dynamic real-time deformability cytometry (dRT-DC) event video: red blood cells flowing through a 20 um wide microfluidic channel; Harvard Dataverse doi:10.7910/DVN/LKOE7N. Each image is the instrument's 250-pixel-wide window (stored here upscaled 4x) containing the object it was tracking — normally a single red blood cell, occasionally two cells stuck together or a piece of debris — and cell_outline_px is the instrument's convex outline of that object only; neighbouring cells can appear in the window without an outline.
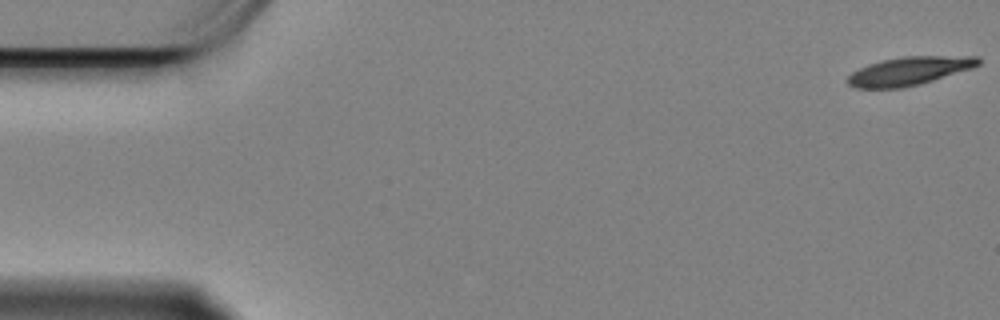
{"species": "Egyptian fruit bat (a non-hibernating species)", "species_latin": "Rousettus aegyptiacus", "temperature_condition": "cold", "stored_images_in_passage": 59, "camera_frame_rate_fps": 3000, "um_per_image_px": 0.085, "animal": {"sex": "female"}, "frame": {"image": 1, "passage_image": 1, "time_ms": 0.0, "image_size_px": [1000, 320], "cell_outline_px": [[980, 64], [972, 68], [920, 84], [904, 88], [856, 88], [848, 84], [844, 80], [852, 72], [868, 64], [880, 60], [904, 56], [980, 56]], "centroid_in_image_um": [77.26, 6.03], "position_along_channel_um": 7.7, "area_um2": 21.73}}
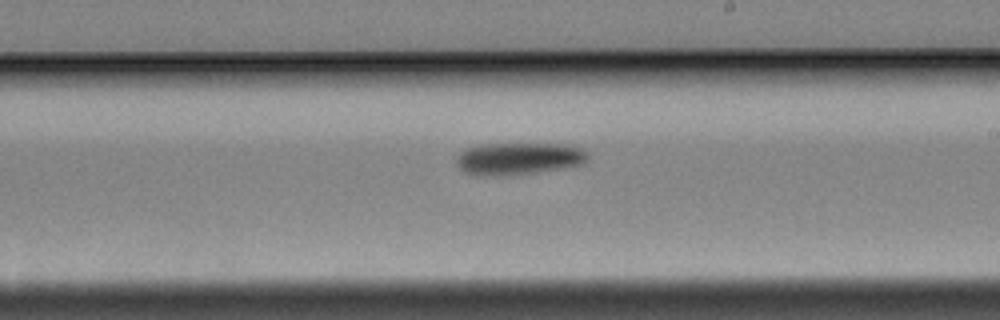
{"frame": {"image": 2, "passage_image": 34, "time_ms": 11.0, "image_size_px": [1000, 320], "cell_outline_px": [[588, 156], [584, 164], [536, 172], [464, 172], [456, 164], [456, 156], [464, 148], [480, 144], [568, 144], [580, 148], [588, 152]], "centroid_in_image_um": [44.15, 13.4], "position_along_channel_um": 244.9, "area_um2": 23.52}}
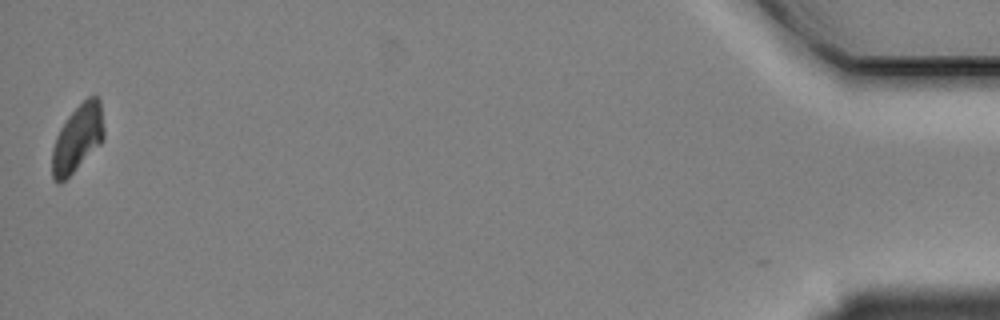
{"frame": {"image": 3, "passage_image": 59, "time_ms": 19.333, "image_size_px": [1000, 320], "cell_outline_px": [[104, 140], [60, 184], [56, 184], [52, 180], [52, 148], [56, 136], [60, 128], [68, 116], [88, 96], [96, 96], [100, 100], [104, 128]], "centroid_in_image_um": [6.58, 11.76], "position_along_channel_um": 428.6, "area_um2": 20.11}, "authors_computed_cell_mechanics": {"area_um2": 22.7732, "velocity_mm_per_s": 3.3265, "shape_relaxation_time_tau1_ms": 1.8939, "shape_relaxation_time_tau2_ms": null, "deformation_change_tau1": 0.1098, "deformation_change_tau2": null}}